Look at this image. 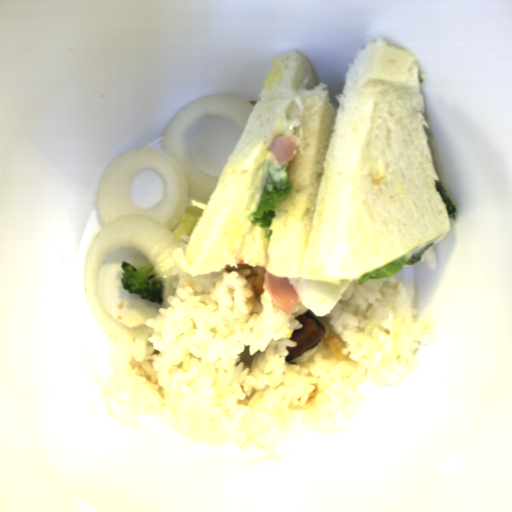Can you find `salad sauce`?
<instances>
[{"mask_svg": "<svg viewBox=\"0 0 512 512\" xmlns=\"http://www.w3.org/2000/svg\"><path fill=\"white\" fill-rule=\"evenodd\" d=\"M310 96V91L306 89L298 90L288 102L284 114L281 116L278 126L276 128L279 136L280 135H295V128L300 126V119L290 118L289 108L293 101L303 110L302 98Z\"/></svg>", "mask_w": 512, "mask_h": 512, "instance_id": "11859cd6", "label": "salad sauce"}, {"mask_svg": "<svg viewBox=\"0 0 512 512\" xmlns=\"http://www.w3.org/2000/svg\"><path fill=\"white\" fill-rule=\"evenodd\" d=\"M290 160L283 165H279L276 161L275 154L268 149V159L266 164V179L268 175L275 183L289 175Z\"/></svg>", "mask_w": 512, "mask_h": 512, "instance_id": "1d5fafd9", "label": "salad sauce"}]
</instances>
